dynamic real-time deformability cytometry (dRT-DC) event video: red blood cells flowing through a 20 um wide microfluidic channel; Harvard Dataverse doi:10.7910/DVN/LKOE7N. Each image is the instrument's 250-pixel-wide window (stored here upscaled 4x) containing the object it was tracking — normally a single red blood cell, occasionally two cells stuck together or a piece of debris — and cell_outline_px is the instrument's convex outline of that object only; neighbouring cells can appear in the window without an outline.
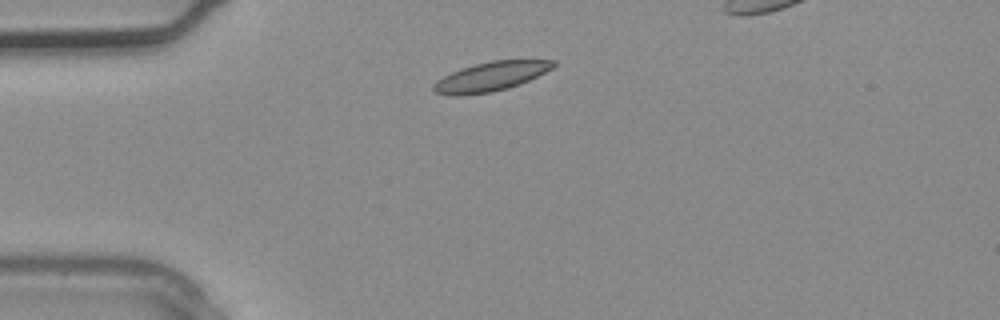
{"species": "common noctule bat (a hibernating species)", "species_latin": "Nyctalus noctula", "temperature_condition": "warm", "stored_images_in_passage": 2, "camera_frame_rate_fps": 3000, "um_per_image_px": 0.085, "animal": {"sex": "male", "body_mass_g": 20.4}, "frame": {"image": 1, "passage_image": 2, "time_ms": 0.333, "image_size_px": [1000, 320], "cell_outline_px": [[556, 64], [552, 68], [520, 84], [508, 88], [492, 92], [460, 96], [452, 96], [436, 92], [432, 88], [432, 84], [436, 80], [460, 68], [492, 60], [556, 60]], "centroid_in_image_um": [41.68, 6.51], "position_along_channel_um": 43.3, "area_um2": 20.35}}